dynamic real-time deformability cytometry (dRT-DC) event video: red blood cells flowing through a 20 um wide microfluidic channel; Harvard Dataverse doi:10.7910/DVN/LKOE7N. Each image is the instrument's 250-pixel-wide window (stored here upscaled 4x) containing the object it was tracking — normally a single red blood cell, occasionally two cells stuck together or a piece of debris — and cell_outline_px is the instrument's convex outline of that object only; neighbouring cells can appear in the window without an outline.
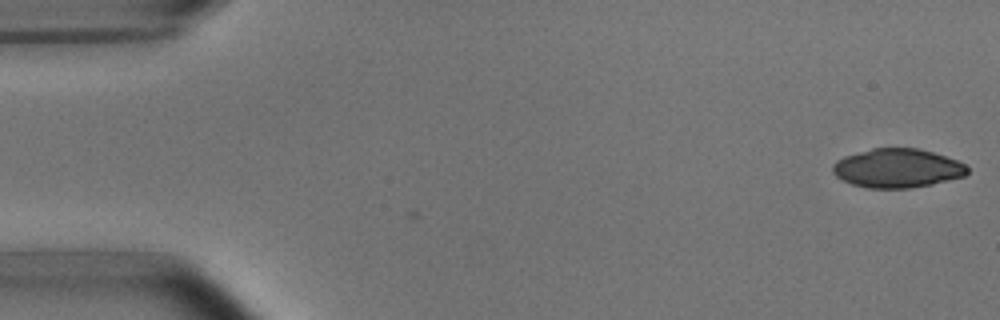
{"species": "common noctule bat (a hibernating species)", "species_latin": "Nyctalus noctula", "temperature_condition": "room temperature", "stored_images_in_passage": 6, "segment_of_instrument_passage": [1, 2], "camera_frame_rate_fps": 3000, "um_per_image_px": 0.085, "animal": {"sex": "male", "body_mass_g": 15.6}, "frame": {"image": 1, "passage_image": 1, "time_ms": 0.0, "image_size_px": [1000, 320], "cell_outline_px": [[968, 172], [964, 176], [932, 184], [908, 188], [868, 188], [852, 184], [836, 176], [832, 172], [832, 164], [836, 160], [844, 156], [872, 148], [920, 148], [956, 160], [964, 164], [968, 168]], "centroid_in_image_um": [76.24, 14.29], "position_along_channel_um": 8.8, "area_um2": 30.46}}